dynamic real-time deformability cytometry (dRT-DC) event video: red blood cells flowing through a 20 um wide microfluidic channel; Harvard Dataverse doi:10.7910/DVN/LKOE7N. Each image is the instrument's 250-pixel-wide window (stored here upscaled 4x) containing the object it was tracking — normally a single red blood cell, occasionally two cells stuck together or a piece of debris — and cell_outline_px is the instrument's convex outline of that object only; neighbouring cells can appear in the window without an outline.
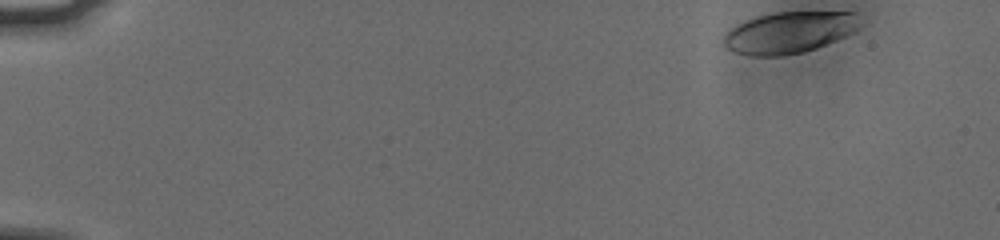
{"species": "human", "species_latin": "Homo sapiens", "temperature_condition": "cold", "stored_images_in_passage": 52, "camera_frame_rate_fps": 3000, "um_per_image_px": 0.085, "donor": {"sex": "male"}, "frame": {"image": 1, "passage_image": 1, "time_ms": 0.0, "image_size_px": [1000, 240], "cell_outline_px": [[856, 28], [852, 32], [836, 40], [816, 48], [804, 52], [780, 56], [748, 56], [736, 52], [728, 48], [724, 44], [724, 32], [728, 28], [744, 20], [756, 16], [772, 12], [856, 12]], "centroid_in_image_um": [66.98, 2.76], "position_along_channel_um": 18.0, "area_um2": 32.83}}
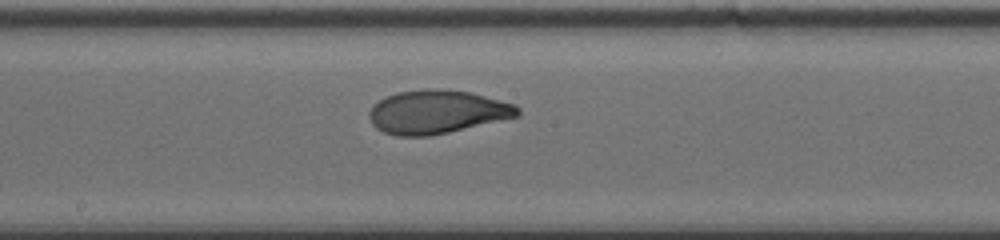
{"frame": {"image": 2, "passage_image": 28, "time_ms": 9.0, "image_size_px": [1000, 240], "cell_outline_px": [[520, 116], [448, 132], [428, 136], [396, 136], [384, 132], [376, 128], [372, 124], [368, 116], [368, 112], [372, 104], [396, 92], [428, 88], [468, 92], [516, 104], [520, 108]], "centroid_in_image_um": [37.13, 9.51], "position_along_channel_um": 211.1, "area_um2": 37.57}}
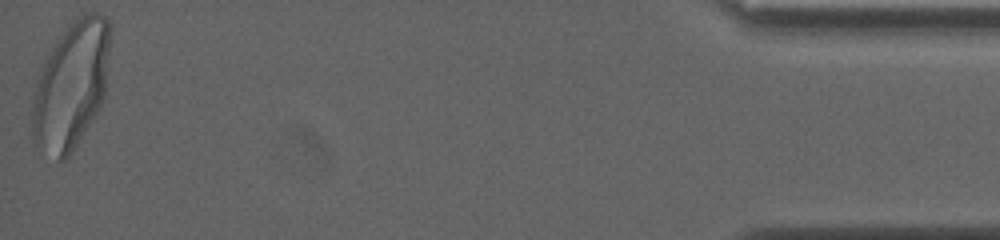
{"frame": {"image": 3, "passage_image": 52, "time_ms": 17.0, "image_size_px": [1000, 240], "cell_outline_px": [[112, 28], [104, 100], [100, 108], [72, 152], [64, 160], [56, 160], [36, 144], [32, 140], [32, 96], [40, 64], [48, 52], [68, 24], [76, 16], [84, 12], [100, 12], [108, 20]], "centroid_in_image_um": [6.05, 7.19], "position_along_channel_um": 429.1, "area_um2": 58.9}, "authors_computed_cell_mechanics": {"area_um2": 37.1076, "velocity_mm_per_s": 3.7355, "shape_relaxation_time_tau1_ms": 4.3051, "shape_relaxation_time_tau2_ms": 0.6958, "deformation_change_tau1": 0.1894, "deformation_change_tau2": 0.0524}}